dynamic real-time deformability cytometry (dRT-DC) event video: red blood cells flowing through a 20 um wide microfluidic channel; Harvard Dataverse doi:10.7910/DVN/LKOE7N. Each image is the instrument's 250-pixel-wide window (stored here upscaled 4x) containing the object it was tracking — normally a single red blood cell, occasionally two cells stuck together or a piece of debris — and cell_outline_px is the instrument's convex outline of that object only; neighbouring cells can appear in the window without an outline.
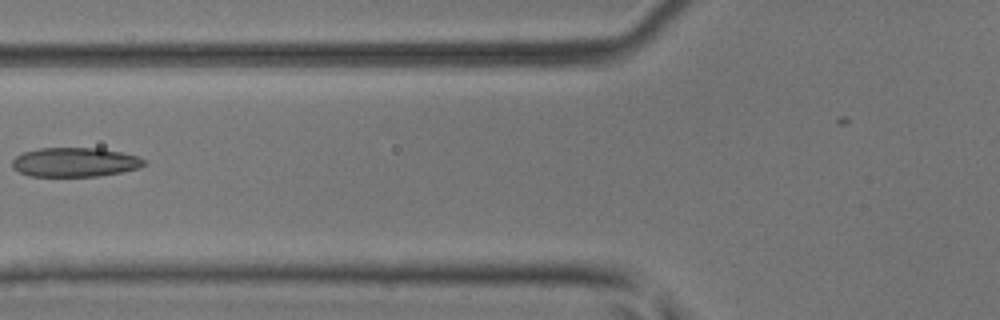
{"species": "common noctule bat (a hibernating species)", "species_latin": "Nyctalus noctula", "temperature_condition": "room temperature", "stored_images_in_passage": 3, "camera_frame_rate_fps": 3000, "um_per_image_px": 0.085, "animal": {"sex": "male", "body_mass_g": 17.9, "forearm_length_mm": 54.2}, "frame": {"image": 1, "passage_image": 3, "time_ms": 0.667, "image_size_px": [1000, 320], "cell_outline_px": [[148, 164], [140, 168], [100, 176], [28, 176], [12, 168], [12, 160], [16, 156], [24, 152], [40, 148], [100, 148], [120, 152], [136, 156], [148, 160]], "centroid_in_image_um": [6.39, 13.79], "position_along_channel_um": 119.4, "area_um2": 22.6}}